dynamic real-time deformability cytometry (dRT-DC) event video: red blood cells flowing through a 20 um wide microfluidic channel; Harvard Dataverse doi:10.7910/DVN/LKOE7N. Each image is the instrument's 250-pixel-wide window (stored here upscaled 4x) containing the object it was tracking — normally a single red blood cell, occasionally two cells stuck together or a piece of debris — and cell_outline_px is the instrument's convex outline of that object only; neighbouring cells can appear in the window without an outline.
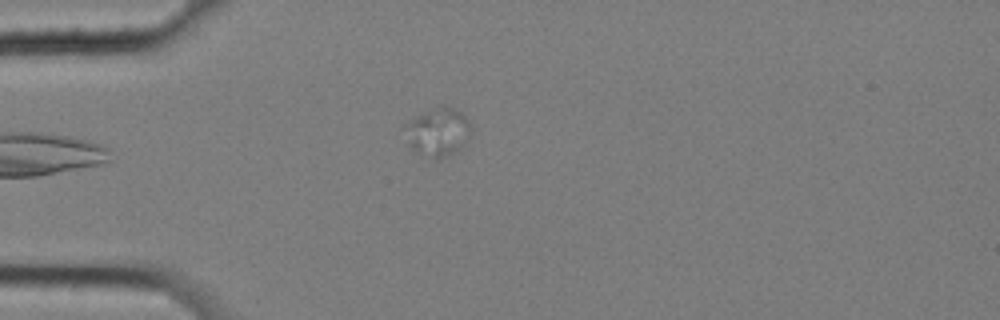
{"species": "common noctule bat (a hibernating species)", "species_latin": "Nyctalus noctula", "temperature_condition": "cold", "stored_images_in_passage": 4, "camera_frame_rate_fps": 3000, "um_per_image_px": 0.085, "animal": {"sex": "female", "body_mass_g": 25.1}, "frame": {"image": 1, "passage_image": 3, "time_ms": 0.667, "image_size_px": [1000, 320], "cell_outline_px": [[472, 128], [460, 148], [444, 156], [432, 160], [416, 152], [396, 132], [404, 124], [416, 116], [440, 104], [452, 108], [460, 112], [472, 124]], "centroid_in_image_um": [37.08, 11.2], "position_along_channel_um": 47.9, "area_um2": 19.13}}